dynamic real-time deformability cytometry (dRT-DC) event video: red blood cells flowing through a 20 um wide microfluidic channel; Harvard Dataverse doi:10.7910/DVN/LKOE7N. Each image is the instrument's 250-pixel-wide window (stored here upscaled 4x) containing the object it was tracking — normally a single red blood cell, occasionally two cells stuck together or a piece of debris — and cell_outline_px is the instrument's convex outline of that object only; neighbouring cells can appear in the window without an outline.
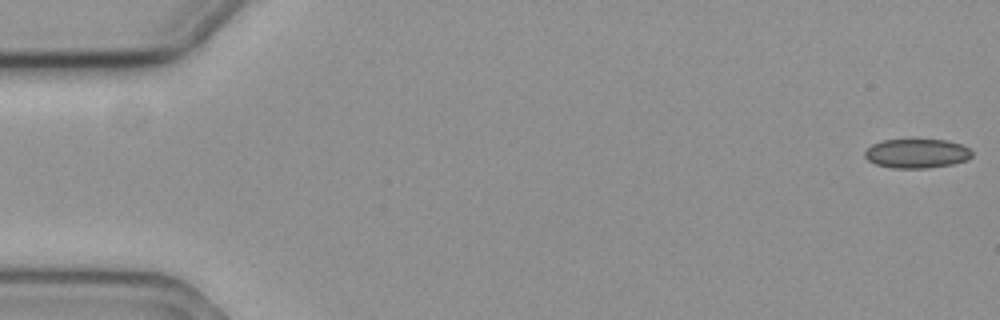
{"species": "common noctule bat (a hibernating species)", "species_latin": "Nyctalus noctula", "temperature_condition": "cold", "stored_images_in_passage": 10, "camera_frame_rate_fps": 3000, "um_per_image_px": 0.085, "animal": {"sex": "female", "body_mass_g": 19.3, "forearm_length_mm": 54.1}, "frame": {"image": 1, "passage_image": 1, "time_ms": 0.0, "image_size_px": [1000, 320], "cell_outline_px": [[972, 156], [968, 160], [952, 164], [928, 168], [892, 168], [876, 164], [868, 160], [864, 156], [864, 152], [872, 144], [880, 140], [948, 140], [960, 144], [968, 148], [972, 152]], "centroid_in_image_um": [77.92, 13.05], "position_along_channel_um": 7.1, "area_um2": 18.26}}
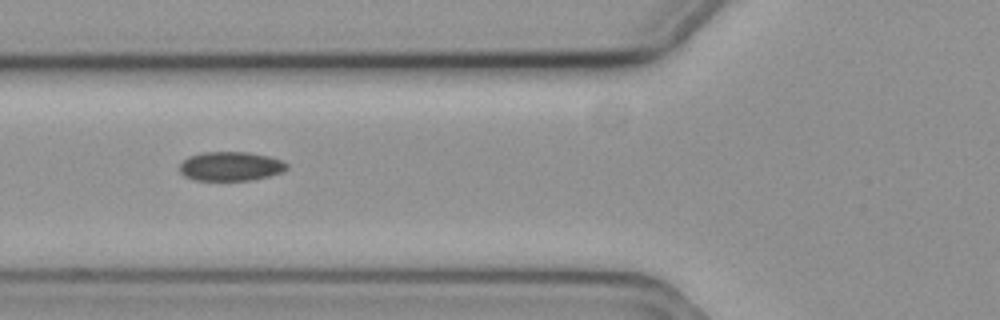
{"frame": {"image": 2, "passage_image": 7, "time_ms": 2.0, "image_size_px": [1000, 320], "cell_outline_px": [[288, 168], [280, 172], [268, 176], [252, 180], [196, 180], [184, 176], [180, 172], [180, 164], [188, 156], [200, 152], [248, 152], [268, 156], [280, 160], [288, 164]], "centroid_in_image_um": [19.58, 14.13], "position_along_channel_um": 106.2, "area_um2": 18.15}}
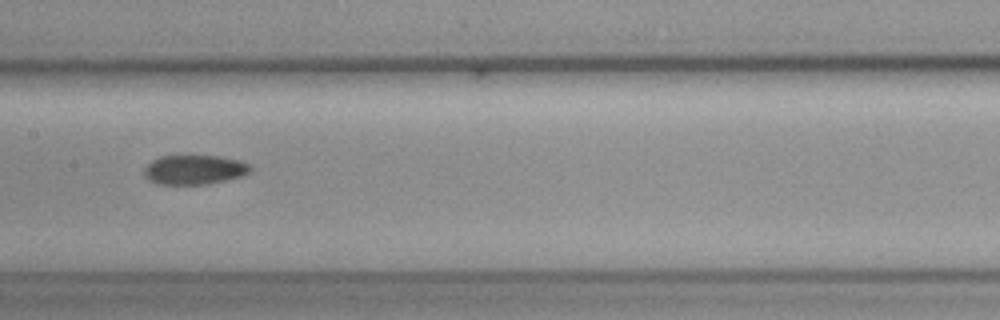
{"frame": {"image": 3, "passage_image": 9, "time_ms": 2.667, "image_size_px": [1000, 320], "cell_outline_px": [[252, 168], [248, 172], [240, 176], [208, 184], [156, 184], [148, 180], [144, 176], [144, 168], [152, 160], [160, 156], [188, 152], [220, 156], [240, 160], [248, 164]], "centroid_in_image_um": [16.46, 14.36], "position_along_channel_um": 190.9, "area_um2": 19.02}}